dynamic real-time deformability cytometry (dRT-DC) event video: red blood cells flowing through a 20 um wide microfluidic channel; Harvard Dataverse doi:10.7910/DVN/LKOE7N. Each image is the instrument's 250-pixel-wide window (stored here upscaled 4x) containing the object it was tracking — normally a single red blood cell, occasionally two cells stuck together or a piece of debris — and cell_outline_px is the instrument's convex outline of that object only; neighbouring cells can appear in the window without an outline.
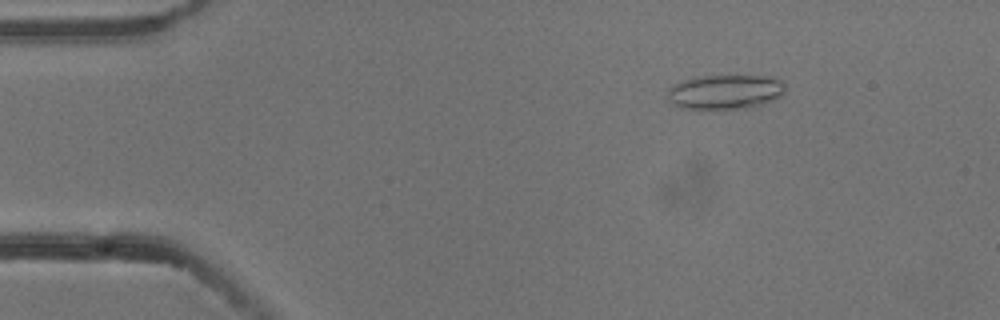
{"species": "common noctule bat (a hibernating species)", "species_latin": "Nyctalus noctula", "temperature_condition": "cold", "stored_images_in_passage": 7, "camera_frame_rate_fps": 3000, "um_per_image_px": 0.085, "animal": {"sex": "male", "body_mass_g": 13.3}, "frame": {"image": 1, "passage_image": 3, "time_ms": 0.667, "image_size_px": [1000, 320], "cell_outline_px": [[784, 92], [780, 96], [764, 104], [744, 108], [680, 108], [672, 104], [668, 100], [668, 88], [684, 80], [704, 76], [760, 76], [780, 80], [784, 84]], "centroid_in_image_um": [61.62, 7.82], "position_along_channel_um": 23.4, "area_um2": 23.24}}
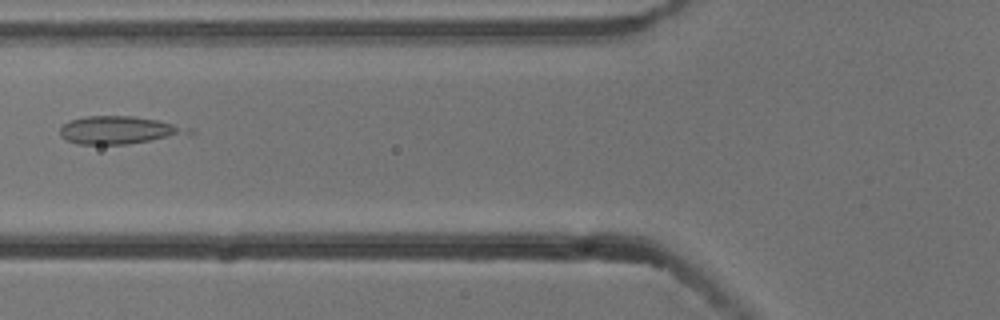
{"frame": {"image": 2, "passage_image": 7, "time_ms": 2.0, "image_size_px": [1000, 320], "cell_outline_px": [[180, 128], [176, 132], [168, 136], [128, 144], [76, 144], [60, 136], [60, 128], [64, 124], [72, 120], [84, 116], [132, 116], [156, 120], [172, 124]], "centroid_in_image_um": [9.76, 11.05], "position_along_channel_um": 116.0, "area_um2": 19.25}}